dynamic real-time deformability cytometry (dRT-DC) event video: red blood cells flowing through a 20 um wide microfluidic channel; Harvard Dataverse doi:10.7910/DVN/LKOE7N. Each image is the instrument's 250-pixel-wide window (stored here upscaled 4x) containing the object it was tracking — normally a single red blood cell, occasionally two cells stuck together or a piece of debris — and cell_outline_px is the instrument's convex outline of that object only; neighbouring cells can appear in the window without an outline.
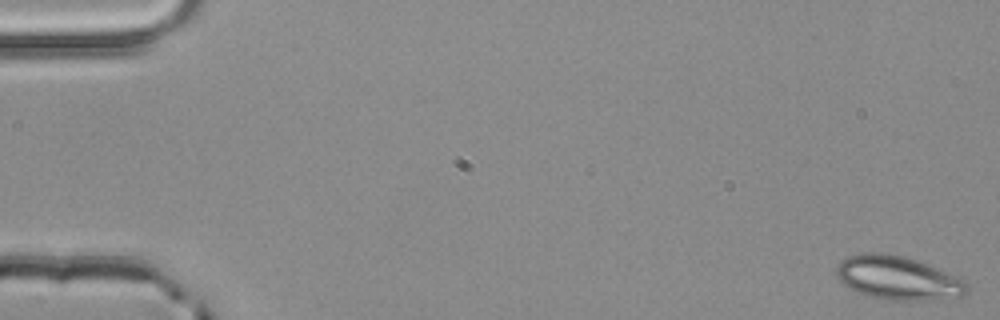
{"species": "common noctule bat (a hibernating species)", "species_latin": "Nyctalus noctula", "temperature_condition": "room temperature", "stored_images_in_passage": 54, "camera_frame_rate_fps": 3000, "um_per_image_px": 0.085, "animal": {"sex": "male", "body_mass_g": 20.4}, "frame": {"image": 1, "passage_image": 1, "time_ms": 0.0, "image_size_px": [1000, 320], "cell_outline_px": [[968, 292], [964, 296], [928, 300], [900, 300], [872, 296], [856, 292], [848, 288], [836, 276], [836, 268], [840, 260], [848, 256], [864, 252], [884, 252], [904, 256], [916, 260], [956, 276], [964, 280], [968, 284]], "centroid_in_image_um": [76.3, 23.61], "position_along_channel_um": 8.7, "area_um2": 33.12}}
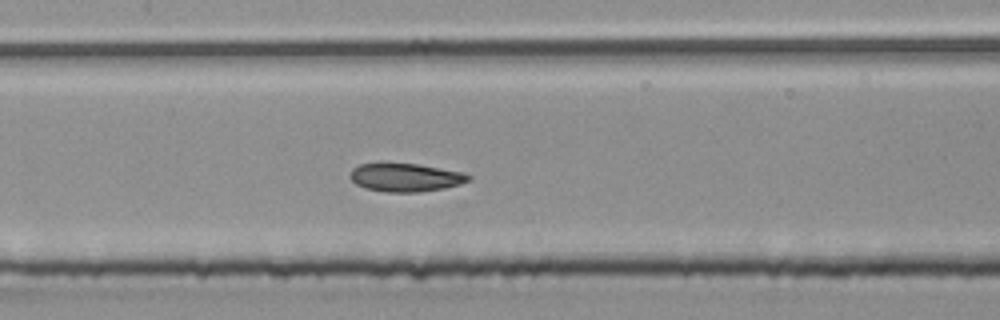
{"frame": {"image": 2, "passage_image": 26, "time_ms": 8.333, "image_size_px": [1000, 320], "cell_outline_px": [[472, 180], [460, 184], [444, 188], [420, 192], [384, 192], [364, 188], [356, 184], [348, 176], [352, 168], [360, 164], [380, 160], [384, 160], [420, 164], [460, 172], [472, 176]], "centroid_in_image_um": [34.39, 15.04], "position_along_channel_um": 173.0, "area_um2": 20.4}}
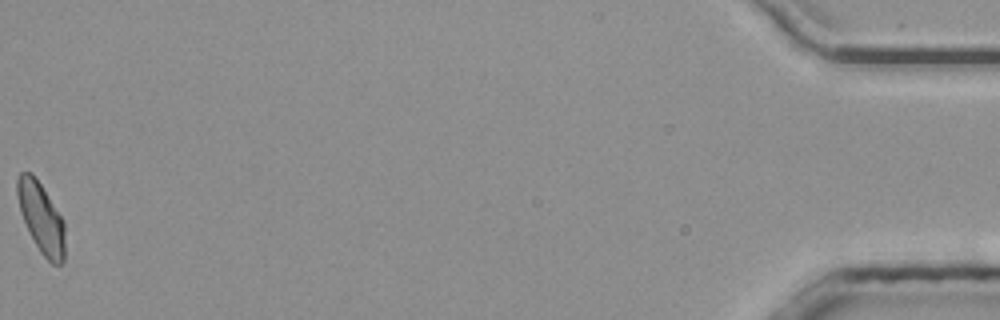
{"frame": {"image": 3, "passage_image": 54, "time_ms": 17.667, "image_size_px": [1000, 320], "cell_outline_px": [[64, 260], [60, 264], [52, 264], [40, 252], [20, 212], [16, 192], [16, 180], [20, 172], [32, 172], [40, 184], [60, 216], [64, 224]], "centroid_in_image_um": [3.48, 18.5], "position_along_channel_um": 431.7, "area_um2": 19.02}, "authors_computed_cell_mechanics": {"area_um2": 19.7676, "velocity_mm_per_s": 3.9029, "shape_relaxation_time_tau1_ms": 9.4513, "shape_relaxation_time_tau2_ms": 2.8744, "deformation_change_tau1": 0.158, "deformation_change_tau2": 0.074}}